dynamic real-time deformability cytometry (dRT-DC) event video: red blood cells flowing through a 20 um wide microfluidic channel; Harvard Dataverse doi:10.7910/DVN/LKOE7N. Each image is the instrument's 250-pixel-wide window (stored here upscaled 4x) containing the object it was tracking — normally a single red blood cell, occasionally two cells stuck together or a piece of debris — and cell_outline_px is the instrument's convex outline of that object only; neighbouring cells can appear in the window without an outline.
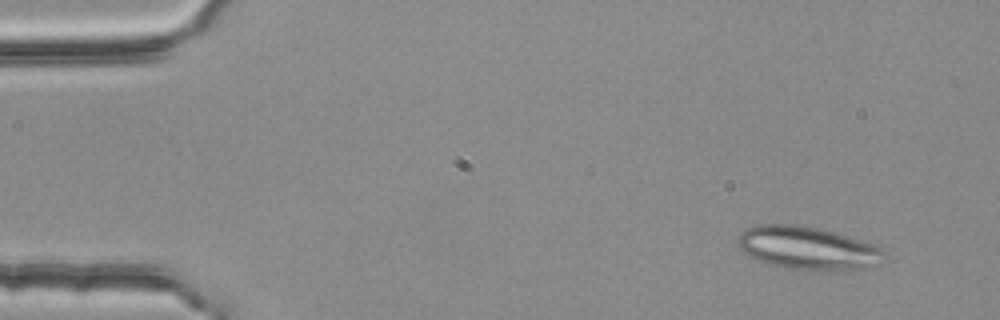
{"species": "common noctule bat (a hibernating species)", "species_latin": "Nyctalus noctula", "temperature_condition": "room temperature", "stored_images_in_passage": 4, "camera_frame_rate_fps": 3000, "um_per_image_px": 0.085, "animal": {"sex": "female", "body_mass_g": 25.1}, "frame": {"image": 1, "passage_image": 1, "time_ms": 0.0, "image_size_px": [1000, 320], "cell_outline_px": [[884, 252], [856, 268], [784, 268], [748, 256], [740, 248], [736, 240], [740, 232], [756, 224], [796, 224], [836, 232], [872, 244], [880, 248]], "centroid_in_image_um": [68.4, 21.0], "position_along_channel_um": 16.6, "area_um2": 34.62}}